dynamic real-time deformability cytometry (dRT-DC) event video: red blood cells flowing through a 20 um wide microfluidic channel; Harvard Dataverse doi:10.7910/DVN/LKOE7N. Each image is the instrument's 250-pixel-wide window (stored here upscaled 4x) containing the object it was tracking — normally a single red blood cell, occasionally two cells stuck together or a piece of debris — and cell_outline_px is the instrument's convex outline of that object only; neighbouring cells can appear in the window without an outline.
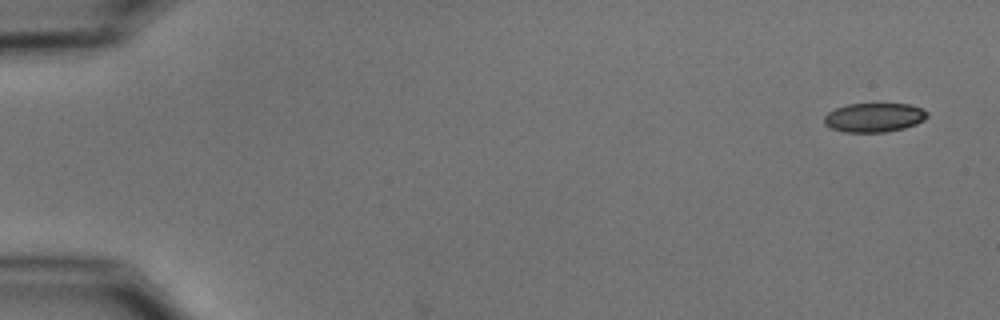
{"species": "common noctule bat (a hibernating species)", "species_latin": "Nyctalus noctula", "temperature_condition": "cold", "stored_images_in_passage": 5, "camera_frame_rate_fps": 3000, "um_per_image_px": 0.085, "animal": {"sex": "male", "body_mass_g": 15.6}, "frame": {"image": 1, "passage_image": 1, "time_ms": 0.0, "image_size_px": [1000, 320], "cell_outline_px": [[928, 116], [924, 120], [916, 124], [904, 128], [884, 132], [844, 132], [832, 128], [824, 124], [824, 116], [828, 112], [836, 108], [848, 104], [908, 104], [920, 108], [928, 112]], "centroid_in_image_um": [74.29, 9.99], "position_along_channel_um": 10.7, "area_um2": 17.4}}
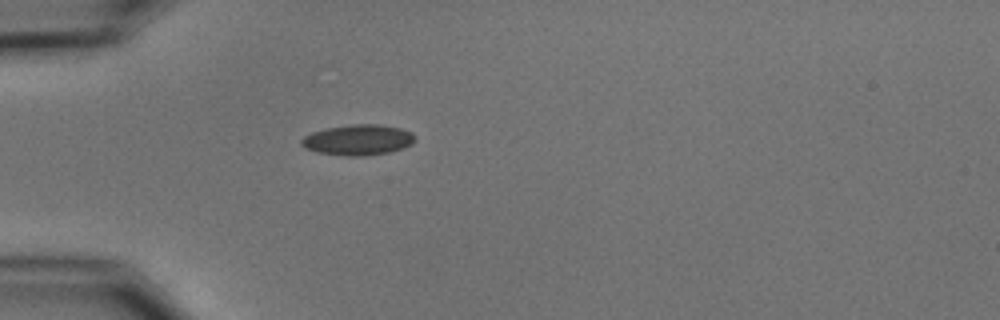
{"frame": {"image": 2, "passage_image": 5, "time_ms": 4.667, "image_size_px": [1000, 320], "cell_outline_px": [[416, 140], [412, 144], [404, 148], [388, 152], [364, 156], [348, 156], [316, 152], [304, 148], [300, 144], [300, 140], [304, 136], [312, 132], [328, 128], [352, 124], [380, 124], [400, 128], [412, 132], [416, 136]], "centroid_in_image_um": [30.45, 11.89], "position_along_channel_um": 54.6, "area_um2": 20.4}}